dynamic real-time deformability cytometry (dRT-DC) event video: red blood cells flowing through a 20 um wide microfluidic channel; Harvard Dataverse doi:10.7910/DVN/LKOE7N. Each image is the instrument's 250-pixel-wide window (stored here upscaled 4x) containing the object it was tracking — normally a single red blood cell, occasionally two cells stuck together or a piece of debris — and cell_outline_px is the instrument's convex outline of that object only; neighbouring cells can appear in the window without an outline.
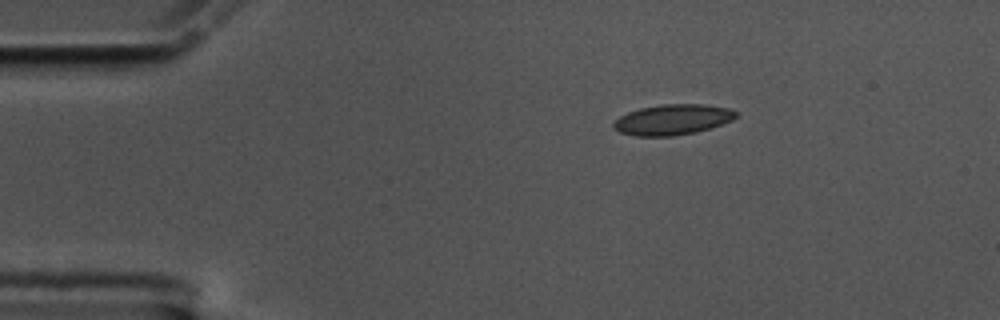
{"species": "common noctule bat (a hibernating species)", "species_latin": "Nyctalus noctula", "temperature_condition": "cold", "stored_images_in_passage": 48, "camera_frame_rate_fps": 3000, "um_per_image_px": 0.085, "animal": {"sex": "male", "body_mass_g": 17.5, "forearm_length_mm": 52.3}, "frame": {"image": 1, "passage_image": 1, "time_ms": 0.0, "image_size_px": [1000, 320], "cell_outline_px": [[736, 116], [732, 120], [696, 132], [672, 136], [636, 136], [620, 132], [612, 128], [612, 124], [620, 116], [628, 112], [640, 108], [660, 104], [704, 104], [728, 108], [736, 112]], "centroid_in_image_um": [57.12, 10.16], "position_along_channel_um": 27.9, "area_um2": 21.62}}
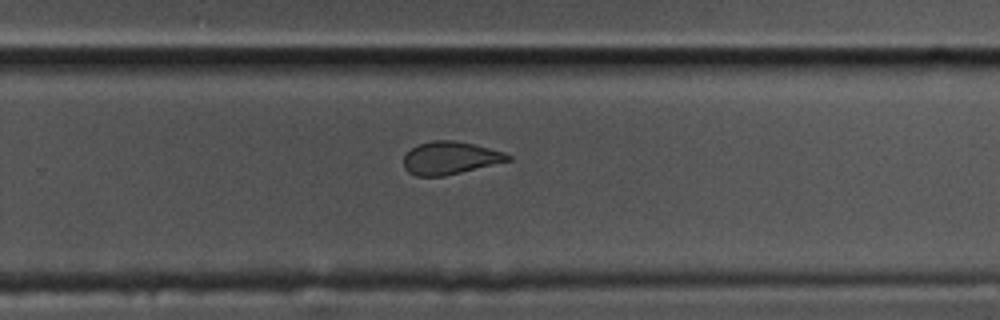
{"frame": {"image": 2, "passage_image": 28, "time_ms": 9.0, "image_size_px": [1000, 320], "cell_outline_px": [[512, 160], [444, 176], [416, 176], [408, 172], [404, 168], [404, 156], [412, 148], [420, 144], [432, 140], [452, 140], [472, 144], [504, 152], [512, 156]], "centroid_in_image_um": [38.26, 13.43], "position_along_channel_um": 291.5, "area_um2": 19.71}}
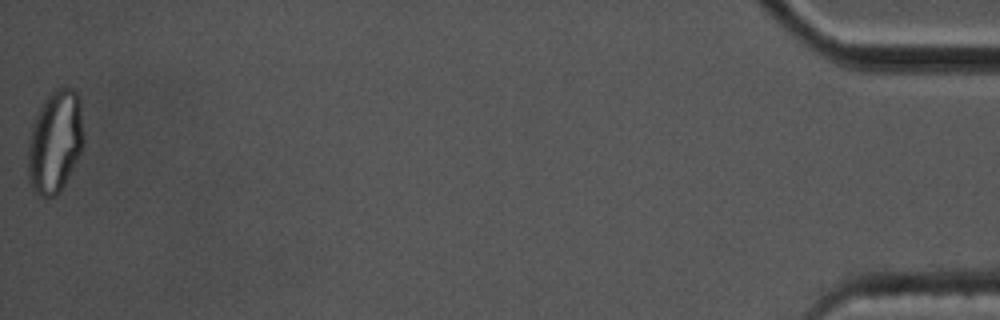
{"frame": {"image": 3, "passage_image": 48, "time_ms": 15.667, "image_size_px": [1000, 320], "cell_outline_px": [[84, 144], [60, 192], [56, 196], [40, 196], [32, 192], [28, 180], [28, 144], [32, 124], [44, 100], [56, 88], [64, 84], [72, 88], [80, 96], [84, 132]], "centroid_in_image_um": [4.69, 12.02], "position_along_channel_um": 430.5, "area_um2": 33.7}, "authors_computed_cell_mechanics": {"area_um2": 21.4438, "velocity_mm_per_s": 3.5467, "shape_relaxation_time_tau1_ms": null, "shape_relaxation_time_tau2_ms": 1.314, "deformation_change_tau1": null, "deformation_change_tau2": 0.0457}}